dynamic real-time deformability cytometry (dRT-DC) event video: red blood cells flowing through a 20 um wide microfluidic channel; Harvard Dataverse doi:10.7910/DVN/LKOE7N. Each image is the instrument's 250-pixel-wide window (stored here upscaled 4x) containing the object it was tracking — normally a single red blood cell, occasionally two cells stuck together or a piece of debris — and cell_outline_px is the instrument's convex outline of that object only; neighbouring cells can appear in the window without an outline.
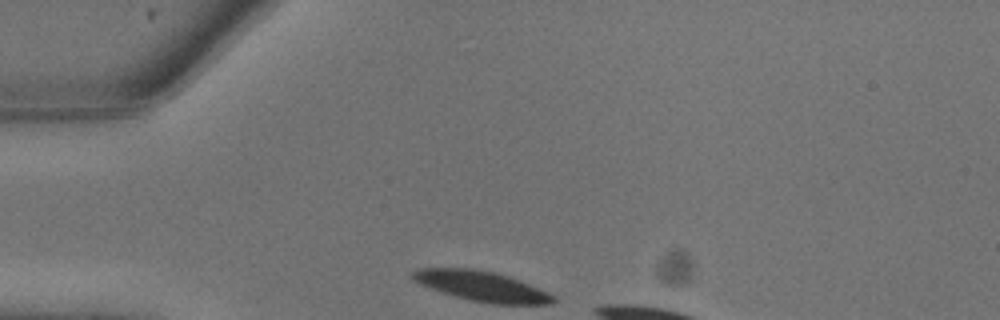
{"species": "common noctule bat (a hibernating species)", "species_latin": "Nyctalus noctula", "temperature_condition": "warm", "stored_images_in_passage": 4, "camera_frame_rate_fps": 3000, "um_per_image_px": 0.085, "animal": {"sex": "male", "body_mass_g": 13.3}, "frame": {"image": 1, "passage_image": 1, "time_ms": 0.0, "image_size_px": [1000, 320], "cell_outline_px": [[556, 300], [552, 304], [492, 304], [468, 300], [420, 284], [412, 280], [408, 276], [416, 268], [476, 268], [496, 272], [520, 280], [540, 288], [556, 296]], "centroid_in_image_um": [40.95, 24.31], "position_along_channel_um": 44.0, "area_um2": 24.91}}